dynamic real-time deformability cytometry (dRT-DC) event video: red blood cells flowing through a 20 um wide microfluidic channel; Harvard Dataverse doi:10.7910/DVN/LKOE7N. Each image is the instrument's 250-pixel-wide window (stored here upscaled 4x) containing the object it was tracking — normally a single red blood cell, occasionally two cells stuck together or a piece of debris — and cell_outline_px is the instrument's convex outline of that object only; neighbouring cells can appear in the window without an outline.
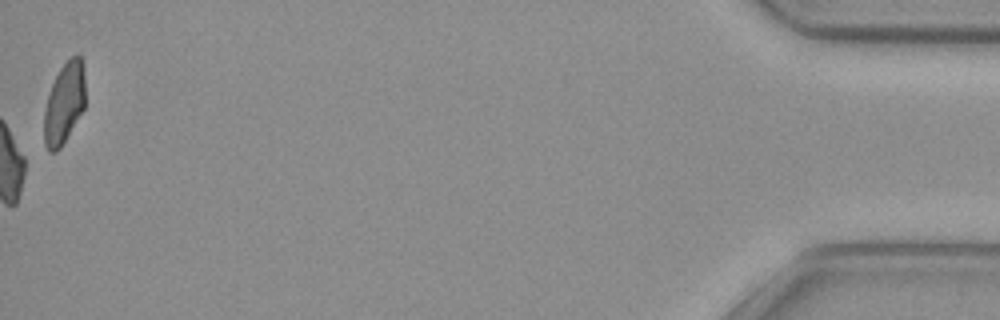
{"species": "common noctule bat (a hibernating species)", "species_latin": "Nyctalus noctula", "temperature_condition": "cold", "stored_images_in_passage": 55, "camera_frame_rate_fps": 3000, "um_per_image_px": 0.085, "animal": {"sex": "female", "body_mass_g": 29.2, "forearm_length_mm": 56.3}, "frame": {"image": 1, "passage_image": 55, "time_ms": 18.0, "image_size_px": [1000, 320], "cell_outline_px": [[84, 108], [60, 148], [56, 152], [48, 152], [44, 144], [44, 108], [52, 84], [60, 68], [76, 52], [80, 56], [84, 64]], "centroid_in_image_um": [5.45, 8.77], "position_along_channel_um": 429.7, "area_um2": 19.42}, "authors_computed_cell_mechanics": {"area_um2": 20.1722, "velocity_mm_per_s": 3.7321, "shape_relaxation_time_tau1_ms": null, "shape_relaxation_time_tau2_ms": 5.8216, "deformation_change_tau1": null, "deformation_change_tau2": 0.0971}}